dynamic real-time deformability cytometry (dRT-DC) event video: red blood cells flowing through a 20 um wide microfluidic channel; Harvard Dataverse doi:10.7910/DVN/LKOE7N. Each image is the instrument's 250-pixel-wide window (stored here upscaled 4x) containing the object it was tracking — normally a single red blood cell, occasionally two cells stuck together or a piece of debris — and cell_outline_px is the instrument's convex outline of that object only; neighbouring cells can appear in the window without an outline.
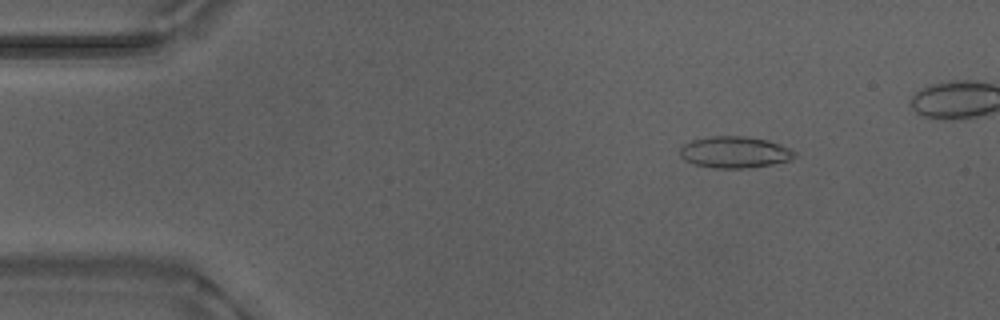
{"species": "Egyptian fruit bat (a non-hibernating species)", "species_latin": "Rousettus aegyptiacus", "temperature_condition": "warm", "stored_images_in_passage": 49, "camera_frame_rate_fps": 3000, "um_per_image_px": 0.085, "animal": {"sex": "male"}, "frame": {"image": 1, "passage_image": 8, "time_ms": 2.333, "image_size_px": [1000, 320], "cell_outline_px": [[796, 156], [792, 160], [772, 164], [744, 168], [712, 168], [692, 164], [684, 160], [680, 156], [680, 148], [684, 144], [692, 140], [712, 136], [744, 136], [768, 140], [780, 144], [796, 152]], "centroid_in_image_um": [62.44, 12.94], "position_along_channel_um": 22.6, "area_um2": 21.15}}
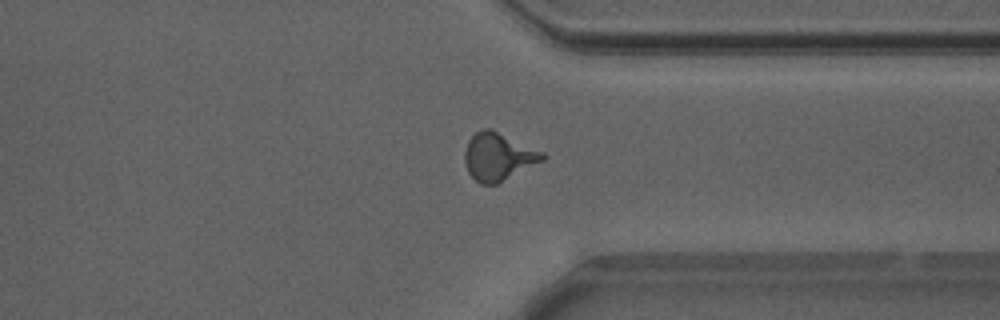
{"frame": {"image": 2, "passage_image": 41, "time_ms": 13.333, "image_size_px": [1000, 320], "cell_outline_px": [[548, 156], [544, 160], [496, 184], [480, 184], [468, 172], [464, 160], [464, 152], [468, 140], [476, 132], [484, 128], [492, 128], [544, 152]], "centroid_in_image_um": [42.36, 13.29], "position_along_channel_um": 369.0, "area_um2": 21.68}}
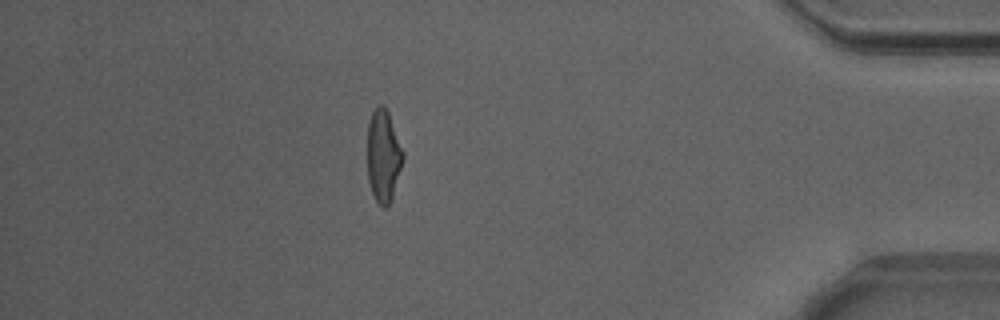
{"frame": {"image": 3, "passage_image": 47, "time_ms": 15.333, "image_size_px": [1000, 320], "cell_outline_px": [[404, 156], [392, 196], [388, 204], [384, 208], [376, 200], [372, 192], [368, 180], [368, 124], [372, 112], [376, 104], [384, 104], [388, 112], [404, 152]], "centroid_in_image_um": [32.58, 13.19], "position_along_channel_um": 402.6, "area_um2": 18.9}}